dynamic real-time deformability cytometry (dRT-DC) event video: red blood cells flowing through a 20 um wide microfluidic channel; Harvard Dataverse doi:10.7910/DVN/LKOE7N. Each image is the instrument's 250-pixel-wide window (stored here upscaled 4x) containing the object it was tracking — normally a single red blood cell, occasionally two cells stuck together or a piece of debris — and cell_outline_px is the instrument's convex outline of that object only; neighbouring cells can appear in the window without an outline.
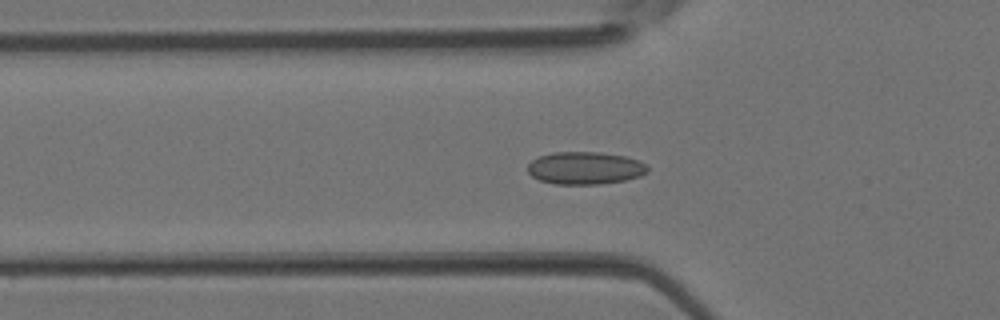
{"species": "Egyptian fruit bat (a non-hibernating species)", "species_latin": "Rousettus aegyptiacus", "temperature_condition": "room temperature", "stored_images_in_passage": 35, "camera_frame_rate_fps": 3000, "um_per_image_px": 0.085, "animal": {"sex": "female"}, "frame": {"image": 1, "passage_image": 13, "time_ms": 4.0, "image_size_px": [1000, 320], "cell_outline_px": [[648, 172], [640, 176], [624, 180], [600, 184], [556, 184], [540, 180], [532, 176], [528, 172], [528, 164], [532, 160], [540, 156], [552, 152], [600, 152], [624, 156], [636, 160], [644, 164], [648, 168]], "centroid_in_image_um": [49.71, 14.28], "position_along_channel_um": 76.1, "area_um2": 22.6}}
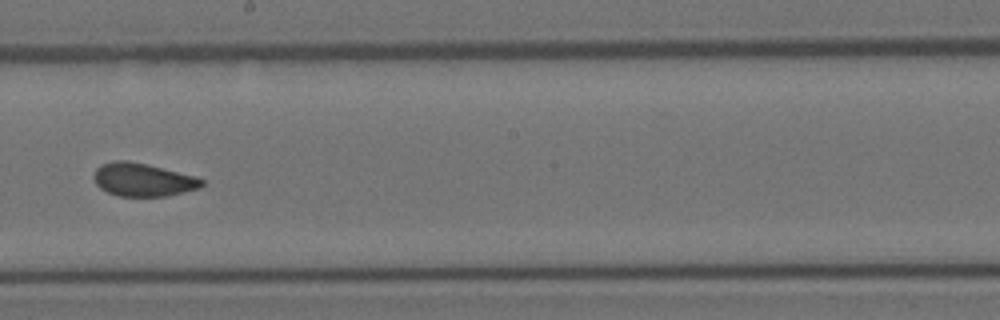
{"frame": {"image": 2, "passage_image": 23, "time_ms": 7.333, "image_size_px": [1000, 320], "cell_outline_px": [[204, 184], [200, 188], [168, 196], [120, 196], [108, 192], [100, 188], [96, 184], [92, 176], [96, 168], [100, 164], [116, 160], [128, 160], [148, 164], [196, 176], [204, 180]], "centroid_in_image_um": [12.15, 15.26], "position_along_channel_um": 236.1, "area_um2": 21.1}}
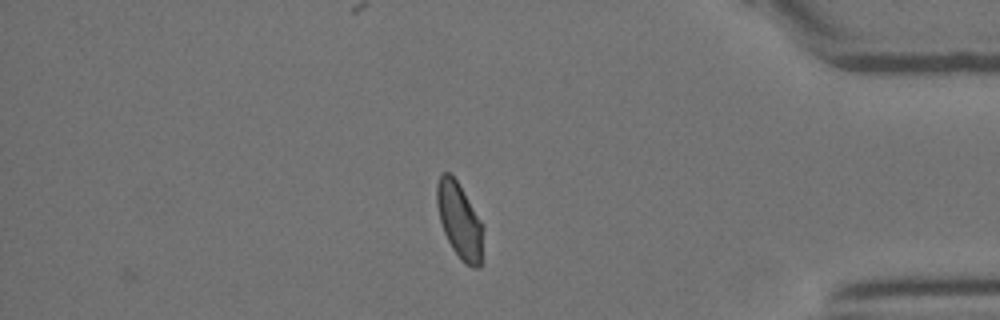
{"frame": {"image": 3, "passage_image": 35, "time_ms": 11.333, "image_size_px": [1000, 320], "cell_outline_px": [[484, 228], [480, 268], [472, 268], [464, 264], [460, 260], [452, 248], [444, 232], [440, 220], [436, 204], [436, 184], [440, 176], [444, 172], [448, 172], [456, 180], [480, 220]], "centroid_in_image_um": [39.05, 18.8], "position_along_channel_um": 396.1, "area_um2": 20.29}}